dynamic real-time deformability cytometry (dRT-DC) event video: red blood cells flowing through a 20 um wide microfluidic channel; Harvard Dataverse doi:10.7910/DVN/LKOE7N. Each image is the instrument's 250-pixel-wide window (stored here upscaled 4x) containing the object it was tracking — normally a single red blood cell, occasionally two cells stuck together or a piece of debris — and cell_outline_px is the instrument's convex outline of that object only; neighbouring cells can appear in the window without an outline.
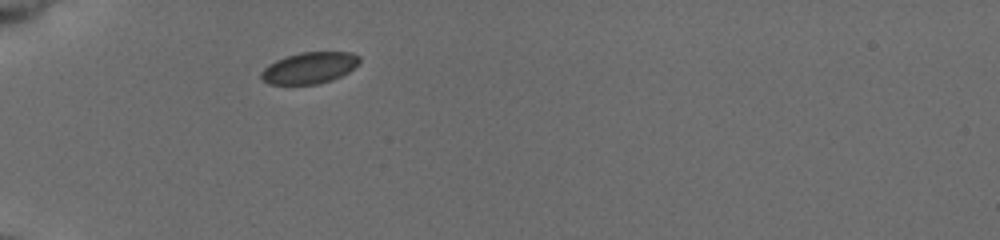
{"species": "common noctule bat (a hibernating species)", "species_latin": "Nyctalus noctula", "temperature_condition": "cold", "stored_images_in_passage": 15, "camera_frame_rate_fps": 3000, "um_per_image_px": 0.085, "animal": {"sex": "female", "body_mass_g": 19.5, "forearm_length_mm": 54.1}, "frame": {"image": 1, "passage_image": 1, "time_ms": 0.0, "image_size_px": [1000, 240], "cell_outline_px": [[360, 60], [348, 72], [332, 80], [316, 84], [268, 84], [260, 76], [260, 72], [268, 64], [276, 60], [300, 52], [352, 52], [360, 56]], "centroid_in_image_um": [26.28, 5.76], "position_along_channel_um": 58.7, "area_um2": 17.86}}
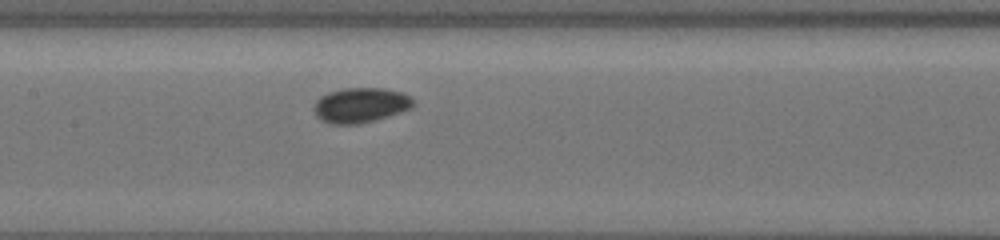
{"frame": {"image": 2, "passage_image": 9, "time_ms": 3.667, "image_size_px": [1000, 240], "cell_outline_px": [[412, 104], [408, 108], [388, 116], [356, 124], [332, 124], [320, 120], [316, 116], [316, 100], [320, 96], [328, 92], [344, 88], [384, 88], [404, 92], [412, 100]], "centroid_in_image_um": [30.61, 8.92], "position_along_channel_um": 176.8, "area_um2": 19.83}}
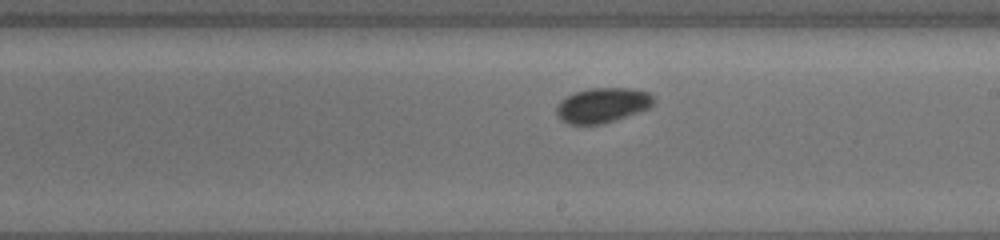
{"frame": {"image": 3, "passage_image": 13, "time_ms": 5.333, "image_size_px": [1000, 240], "cell_outline_px": [[652, 104], [648, 108], [600, 124], [568, 124], [560, 120], [556, 116], [556, 104], [560, 100], [576, 92], [588, 88], [628, 88], [648, 92], [652, 96]], "centroid_in_image_um": [51.12, 8.94], "position_along_channel_um": 237.9, "area_um2": 19.42}}